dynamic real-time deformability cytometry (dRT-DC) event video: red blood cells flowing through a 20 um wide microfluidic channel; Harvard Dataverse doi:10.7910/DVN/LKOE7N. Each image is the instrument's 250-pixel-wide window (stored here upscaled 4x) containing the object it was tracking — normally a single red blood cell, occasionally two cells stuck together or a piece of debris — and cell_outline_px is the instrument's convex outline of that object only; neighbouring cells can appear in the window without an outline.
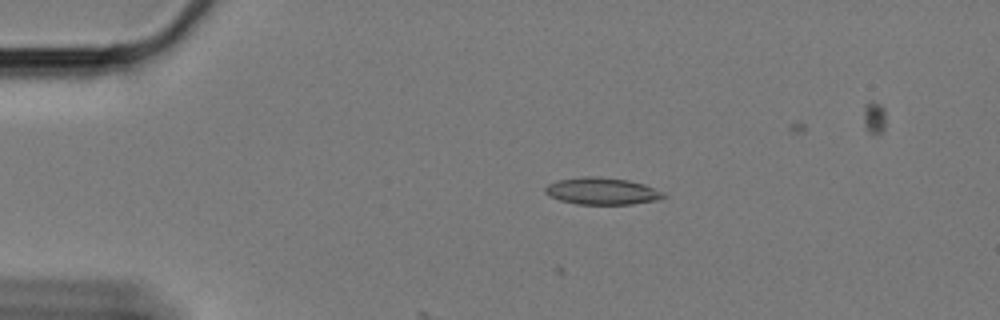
{"species": "Egyptian fruit bat (a non-hibernating species)", "species_latin": "Rousettus aegyptiacus", "temperature_condition": "cold", "stored_images_in_passage": 9, "camera_frame_rate_fps": 3000, "um_per_image_px": 0.085, "animal": {"sex": "female"}, "frame": {"image": 1, "passage_image": 1, "time_ms": 0.0, "image_size_px": [1000, 320], "cell_outline_px": [[668, 196], [660, 200], [632, 204], [576, 204], [560, 200], [548, 196], [544, 192], [544, 188], [548, 184], [560, 180], [584, 176], [596, 176], [628, 180], [644, 184], [664, 192]], "centroid_in_image_um": [51.2, 16.25], "position_along_channel_um": 33.8, "area_um2": 18.73}}
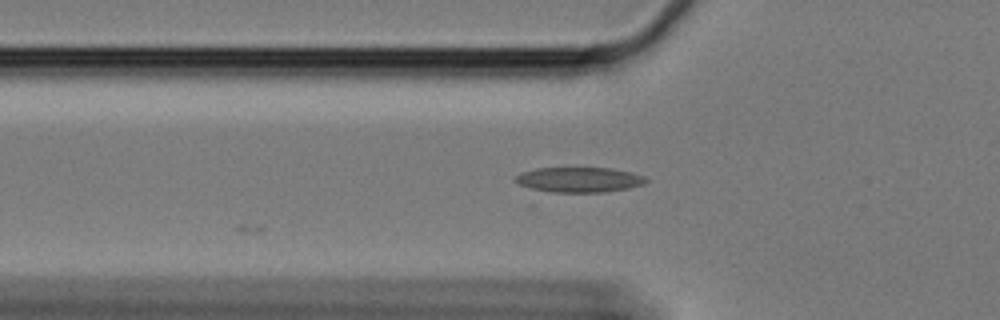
{"frame": {"image": 2, "passage_image": 9, "time_ms": 2.667, "image_size_px": [1000, 320], "cell_outline_px": [[648, 180], [644, 184], [628, 188], [604, 192], [540, 192], [520, 184], [516, 180], [516, 176], [524, 172], [536, 168], [612, 168], [632, 172], [644, 176]], "centroid_in_image_um": [49.25, 15.28], "position_along_channel_um": 76.5, "area_um2": 19.07}}